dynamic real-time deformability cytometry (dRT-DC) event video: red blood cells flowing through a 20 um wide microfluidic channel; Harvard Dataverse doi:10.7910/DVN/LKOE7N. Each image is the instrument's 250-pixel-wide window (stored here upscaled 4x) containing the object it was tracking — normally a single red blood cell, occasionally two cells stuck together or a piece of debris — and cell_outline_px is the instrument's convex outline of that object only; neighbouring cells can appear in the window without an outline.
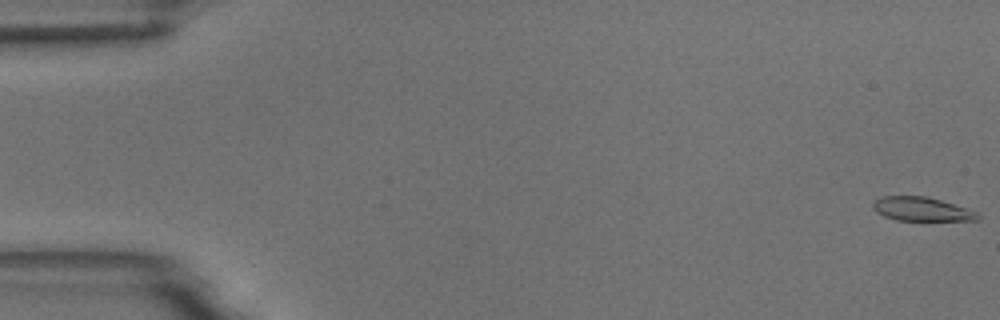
{"species": "common noctule bat (a hibernating species)", "species_latin": "Nyctalus noctula", "temperature_condition": "room temperature", "stored_images_in_passage": 5, "camera_frame_rate_fps": 3000, "um_per_image_px": 0.085, "animal": {"sex": "male", "body_mass_g": 18.8}, "frame": {"image": 1, "passage_image": 1, "time_ms": 0.0, "image_size_px": [1000, 320], "cell_outline_px": [[980, 220], [896, 220], [884, 216], [876, 212], [872, 208], [872, 204], [880, 196], [924, 196], [940, 200], [976, 212], [980, 216]], "centroid_in_image_um": [78.28, 17.77], "position_along_channel_um": 6.7, "area_um2": 14.33}}
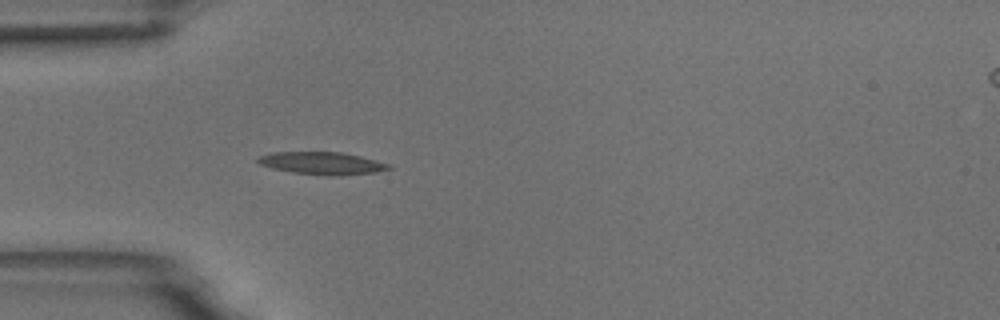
{"frame": {"image": 2, "passage_image": 5, "time_ms": 5.333, "image_size_px": [1000, 320], "cell_outline_px": [[392, 168], [376, 172], [340, 176], [328, 176], [292, 172], [272, 168], [260, 164], [256, 160], [256, 156], [272, 152], [340, 152], [360, 156], [392, 164]], "centroid_in_image_um": [27.38, 13.88], "position_along_channel_um": 57.6, "area_um2": 17.34}}